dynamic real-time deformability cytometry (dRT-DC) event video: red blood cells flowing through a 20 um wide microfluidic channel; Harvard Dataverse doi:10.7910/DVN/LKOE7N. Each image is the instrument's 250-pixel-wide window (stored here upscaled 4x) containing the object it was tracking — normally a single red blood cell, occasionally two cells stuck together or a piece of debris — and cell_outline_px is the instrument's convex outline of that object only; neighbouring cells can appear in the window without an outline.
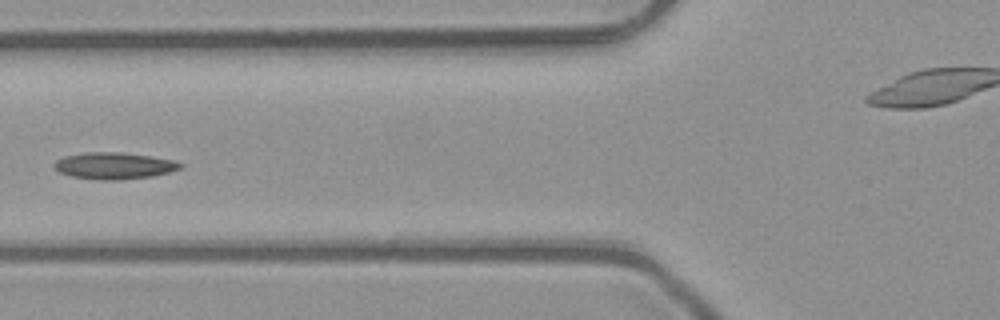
{"species": "common noctule bat (a hibernating species)", "species_latin": "Nyctalus noctula", "temperature_condition": "room temperature", "stored_images_in_passage": 7, "camera_frame_rate_fps": 3000, "um_per_image_px": 0.085, "animal": {"sex": "male", "body_mass_g": 23.1, "forearm_length_mm": 52.7}, "frame": {"image": 1, "passage_image": 7, "time_ms": 2.0, "image_size_px": [1000, 320], "cell_outline_px": [[184, 168], [152, 176], [120, 180], [100, 180], [72, 176], [60, 172], [52, 168], [52, 164], [56, 160], [64, 156], [84, 152], [120, 152], [148, 156], [172, 160], [184, 164]], "centroid_in_image_um": [9.67, 14.09], "position_along_channel_um": 116.1, "area_um2": 19.65}}